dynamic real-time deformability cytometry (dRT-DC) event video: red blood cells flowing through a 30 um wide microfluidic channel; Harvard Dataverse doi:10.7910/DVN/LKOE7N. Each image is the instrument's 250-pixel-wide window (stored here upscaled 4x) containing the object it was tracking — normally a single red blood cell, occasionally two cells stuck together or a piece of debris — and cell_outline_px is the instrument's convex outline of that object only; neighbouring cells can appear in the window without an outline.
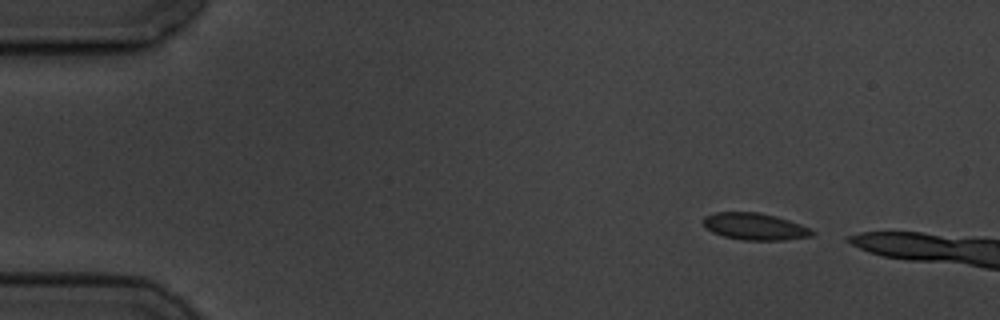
{"species": "common noctule bat (a hibernating species)", "species_latin": "Nyctalus noctula", "temperature_condition": "cold", "stored_images_in_passage": 2, "camera_frame_rate_fps": 3000, "um_per_image_px": 0.085, "animal": {"sex": "male", "body_mass_g": 19.5, "forearm_length_mm": 54.6}, "frame": {"image": 1, "passage_image": 1, "time_ms": 0.0, "image_size_px": [1000, 320], "cell_outline_px": [[816, 232], [812, 236], [784, 240], [744, 240], [724, 236], [712, 232], [704, 224], [704, 216], [716, 212], [756, 212], [776, 216], [800, 224]], "centroid_in_image_um": [64.17, 19.25], "position_along_channel_um": 20.8, "area_um2": 16.88}}